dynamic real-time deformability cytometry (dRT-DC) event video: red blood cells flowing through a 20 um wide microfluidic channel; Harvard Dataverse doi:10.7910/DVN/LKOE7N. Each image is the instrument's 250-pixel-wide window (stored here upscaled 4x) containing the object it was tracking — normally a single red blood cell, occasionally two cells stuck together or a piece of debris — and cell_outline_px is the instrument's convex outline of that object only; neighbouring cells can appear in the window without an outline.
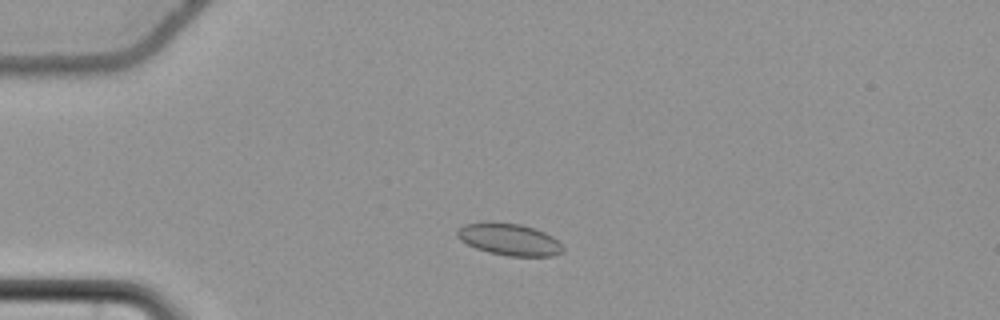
{"species": "common noctule bat (a hibernating species)", "species_latin": "Nyctalus noctula", "temperature_condition": "cold", "stored_images_in_passage": 50, "camera_frame_rate_fps": 3000, "um_per_image_px": 0.085, "animal": {"sex": "female", "body_mass_g": 22.7, "forearm_length_mm": 54.2}, "frame": {"image": 1, "passage_image": 8, "time_ms": 2.333, "image_size_px": [1000, 320], "cell_outline_px": [[564, 252], [552, 256], [508, 256], [488, 252], [476, 248], [460, 240], [456, 236], [456, 232], [464, 224], [488, 220], [520, 224], [544, 232], [552, 236], [564, 248]], "centroid_in_image_um": [43.25, 20.33], "position_along_channel_um": 41.7, "area_um2": 19.83}}
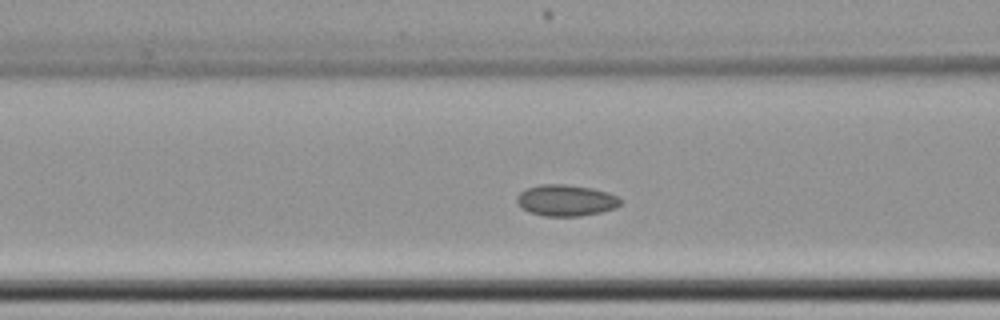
{"frame": {"image": 2, "passage_image": 17, "time_ms": 5.333, "image_size_px": [1000, 320], "cell_outline_px": [[620, 204], [616, 208], [600, 212], [580, 216], [544, 216], [528, 212], [520, 208], [516, 200], [516, 196], [520, 192], [528, 188], [540, 184], [564, 184], [592, 188], [608, 192], [616, 196], [620, 200]], "centroid_in_image_um": [48.07, 17.03], "position_along_channel_um": 118.5, "area_um2": 18.96}}
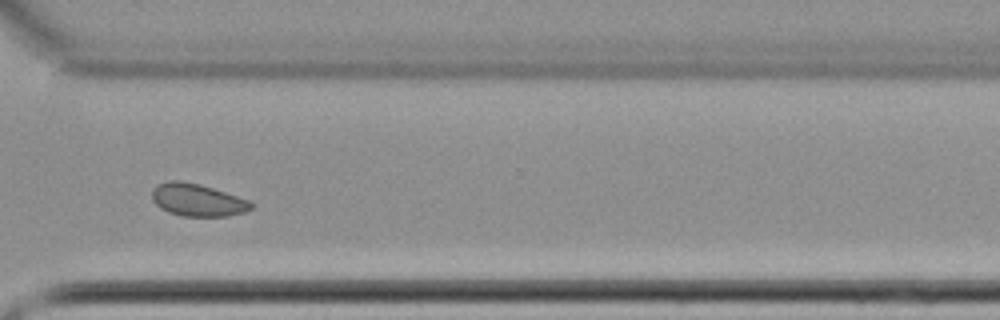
{"frame": {"image": 3, "passage_image": 36, "time_ms": 11.667, "image_size_px": [1000, 320], "cell_outline_px": [[252, 208], [244, 212], [228, 216], [180, 216], [168, 212], [160, 208], [152, 200], [152, 188], [156, 184], [168, 180], [180, 180], [200, 184], [248, 200], [252, 204]], "centroid_in_image_um": [16.72, 16.99], "position_along_channel_um": 353.9, "area_um2": 18.79}, "authors_computed_cell_mechanics": {"area_um2": 18.785, "velocity_mm_per_s": 3.7048, "shape_relaxation_time_tau1_ms": null, "shape_relaxation_time_tau2_ms": 2.199, "deformation_change_tau1": null, "deformation_change_tau2": 0.0454}}